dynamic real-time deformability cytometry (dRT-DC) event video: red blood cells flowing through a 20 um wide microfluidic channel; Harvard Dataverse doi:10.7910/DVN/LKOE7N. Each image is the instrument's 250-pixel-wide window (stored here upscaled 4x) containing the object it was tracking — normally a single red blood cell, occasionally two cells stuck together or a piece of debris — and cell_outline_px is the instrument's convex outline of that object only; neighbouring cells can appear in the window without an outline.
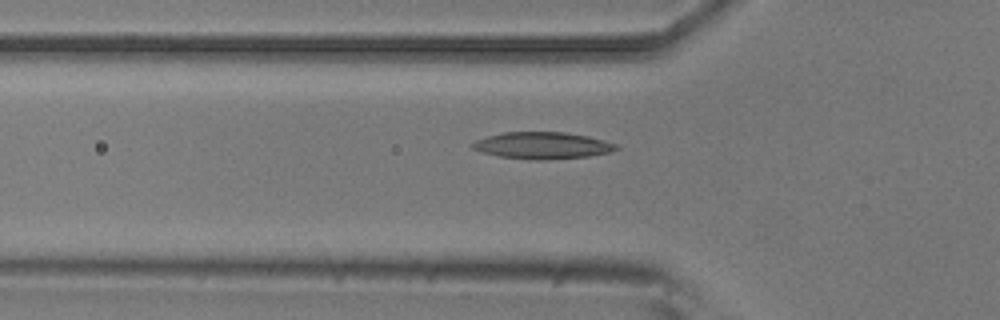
{"species": "common noctule bat (a hibernating species)", "species_latin": "Nyctalus noctula", "temperature_condition": "room temperature", "stored_images_in_passage": 7, "camera_frame_rate_fps": 3000, "um_per_image_px": 0.085, "animal": {"sex": "male", "body_mass_g": 20.5, "forearm_length_mm": 52.5}, "frame": {"image": 1, "passage_image": 7, "time_ms": 8.0, "image_size_px": [1000, 320], "cell_outline_px": [[620, 148], [612, 152], [588, 156], [548, 160], [532, 160], [496, 156], [480, 152], [472, 148], [468, 144], [476, 140], [488, 136], [504, 132], [564, 132], [588, 136], [604, 140], [616, 144]], "centroid_in_image_um": [46.08, 12.37], "position_along_channel_um": 79.7, "area_um2": 22.72}}